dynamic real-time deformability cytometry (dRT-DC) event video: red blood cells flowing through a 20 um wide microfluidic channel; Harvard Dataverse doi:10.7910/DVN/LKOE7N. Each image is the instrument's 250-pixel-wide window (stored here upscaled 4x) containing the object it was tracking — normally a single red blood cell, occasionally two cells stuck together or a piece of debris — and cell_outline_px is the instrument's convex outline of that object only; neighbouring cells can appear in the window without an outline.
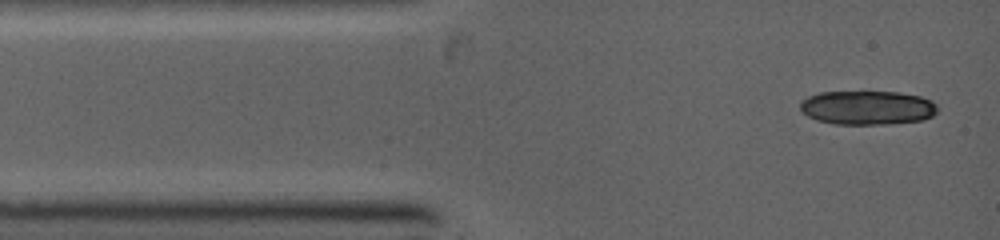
{"species": "common noctule bat (a hibernating species)", "species_latin": "Nyctalus noctula", "temperature_condition": "warm", "stored_images_in_passage": 5, "camera_frame_rate_fps": 5000, "um_per_image_px": 0.085, "animal": {"sex": "female", "body_mass_g": 19.0, "forearm_length_mm": 53.3}, "frame": {"image": 1, "passage_image": 1, "time_ms": 0.0, "image_size_px": [1000, 240], "cell_outline_px": [[936, 112], [932, 116], [920, 120], [884, 124], [836, 124], [816, 120], [808, 116], [800, 108], [800, 104], [808, 96], [820, 92], [900, 92], [920, 96], [932, 100], [936, 104]], "centroid_in_image_um": [73.73, 9.15], "position_along_channel_um": 11.3, "area_um2": 27.05}}